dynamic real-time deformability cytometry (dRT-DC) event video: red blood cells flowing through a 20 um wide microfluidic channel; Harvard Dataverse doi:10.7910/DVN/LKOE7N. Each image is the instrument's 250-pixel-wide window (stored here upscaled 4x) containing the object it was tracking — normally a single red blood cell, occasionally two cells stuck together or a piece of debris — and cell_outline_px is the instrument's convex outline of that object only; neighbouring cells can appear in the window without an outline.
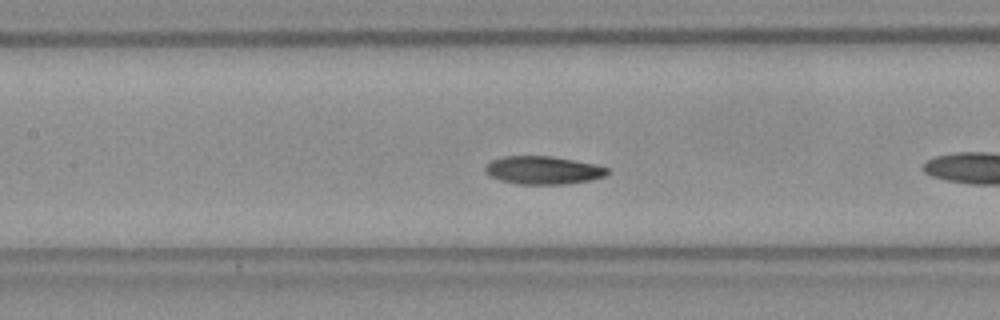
{"species": "Egyptian fruit bat (a non-hibernating species)", "species_latin": "Rousettus aegyptiacus", "temperature_condition": "room temperature", "stored_images_in_passage": 17, "camera_frame_rate_fps": 3000, "um_per_image_px": 0.085, "frame": {"image": 1, "passage_image": 10, "time_ms": 3.0, "image_size_px": [1000, 320], "cell_outline_px": [[608, 172], [604, 176], [592, 180], [568, 184], [516, 184], [500, 180], [488, 176], [484, 172], [484, 168], [492, 160], [504, 156], [552, 156], [596, 164], [608, 168]], "centroid_in_image_um": [46.15, 14.47], "position_along_channel_um": 161.3, "area_um2": 20.11}}